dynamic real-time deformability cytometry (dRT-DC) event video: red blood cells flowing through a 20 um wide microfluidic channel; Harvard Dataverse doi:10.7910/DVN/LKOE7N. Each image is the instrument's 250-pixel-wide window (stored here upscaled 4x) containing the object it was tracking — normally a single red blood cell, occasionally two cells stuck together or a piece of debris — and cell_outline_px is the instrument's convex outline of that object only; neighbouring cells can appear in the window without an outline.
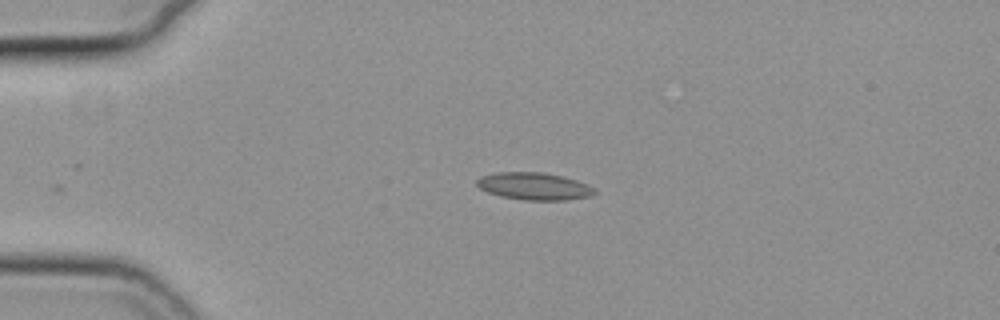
{"species": "common noctule bat (a hibernating species)", "species_latin": "Nyctalus noctula", "temperature_condition": "cold", "stored_images_in_passage": 35, "camera_frame_rate_fps": 3000, "um_per_image_px": 0.085, "animal": {"sex": "female", "body_mass_g": 19.3, "forearm_length_mm": 54.1}, "frame": {"image": 1, "passage_image": 1, "time_ms": 0.0, "image_size_px": [1000, 320], "cell_outline_px": [[596, 192], [592, 196], [568, 200], [524, 200], [500, 196], [488, 192], [480, 188], [476, 184], [476, 180], [480, 176], [496, 172], [544, 172], [576, 180], [588, 184], [596, 188]], "centroid_in_image_um": [45.42, 15.83], "position_along_channel_um": 39.6, "area_um2": 18.9}}
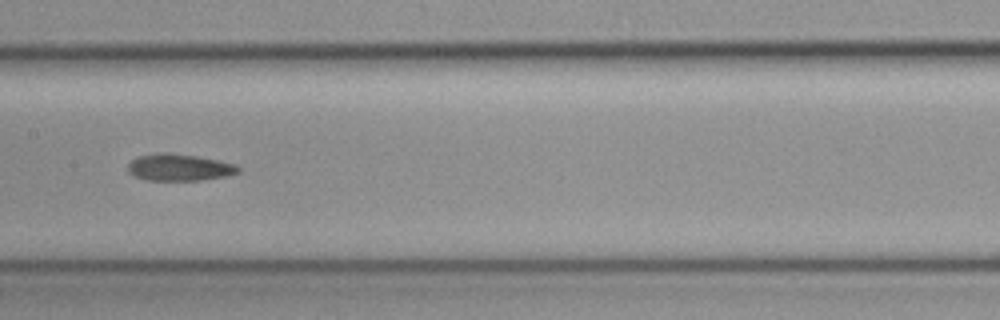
{"frame": {"image": 2, "passage_image": 16, "time_ms": 5.0, "image_size_px": [1000, 320], "cell_outline_px": [[240, 172], [228, 176], [200, 180], [144, 180], [128, 172], [128, 164], [132, 160], [140, 156], [160, 152], [168, 152], [196, 156], [236, 164], [240, 168]], "centroid_in_image_um": [15.25, 14.23], "position_along_channel_um": 192.1, "area_um2": 17.22}}
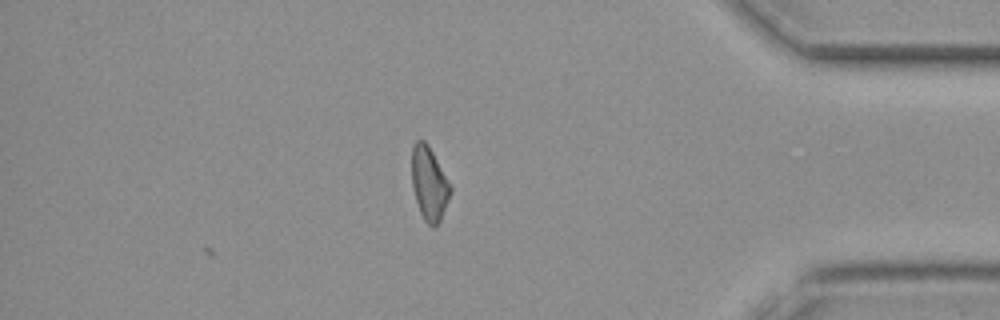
{"frame": {"image": 3, "passage_image": 35, "time_ms": 11.333, "image_size_px": [1000, 320], "cell_outline_px": [[452, 192], [440, 220], [432, 228], [424, 220], [420, 212], [412, 188], [412, 148], [416, 140], [424, 140], [428, 144], [452, 184]], "centroid_in_image_um": [36.5, 15.59], "position_along_channel_um": 398.7, "area_um2": 16.76}}